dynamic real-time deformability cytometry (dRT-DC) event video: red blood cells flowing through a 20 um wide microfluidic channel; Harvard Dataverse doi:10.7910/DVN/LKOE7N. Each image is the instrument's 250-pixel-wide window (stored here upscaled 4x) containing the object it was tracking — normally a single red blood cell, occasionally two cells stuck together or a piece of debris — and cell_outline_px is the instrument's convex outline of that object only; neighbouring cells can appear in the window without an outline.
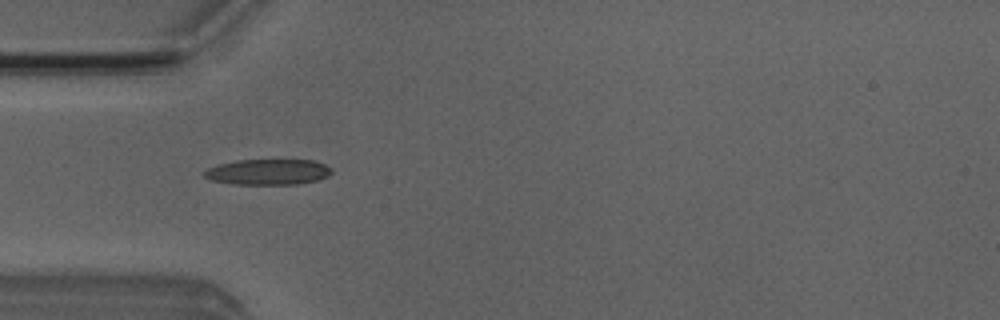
{"species": "Egyptian fruit bat (a non-hibernating species)", "species_latin": "Rousettus aegyptiacus", "temperature_condition": "room temperature", "stored_images_in_passage": 21, "camera_frame_rate_fps": 3000, "um_per_image_px": 0.085, "animal": {"sex": "male"}, "frame": {"image": 1, "passage_image": 3, "time_ms": 0.667, "image_size_px": [1000, 320], "cell_outline_px": [[332, 172], [328, 176], [320, 180], [296, 184], [232, 184], [212, 180], [204, 176], [204, 172], [208, 168], [220, 164], [236, 160], [316, 160], [332, 168]], "centroid_in_image_um": [22.83, 14.61], "position_along_channel_um": 62.2, "area_um2": 19.07}}
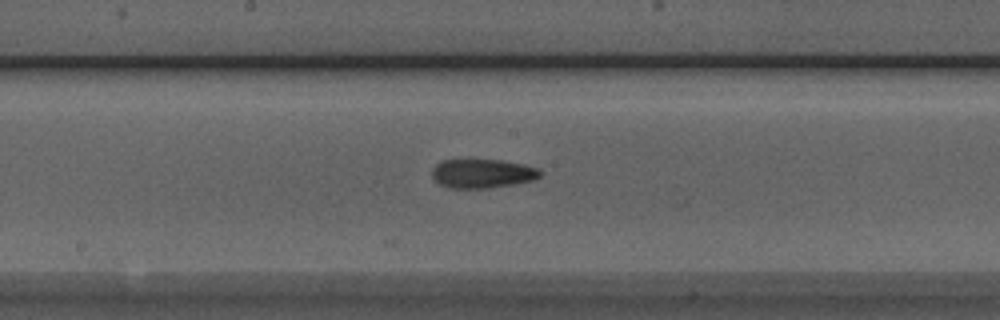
{"frame": {"image": 2, "passage_image": 14, "time_ms": 4.333, "image_size_px": [1000, 320], "cell_outline_px": [[544, 172], [540, 176], [532, 180], [512, 184], [488, 188], [448, 188], [440, 184], [432, 176], [432, 168], [436, 164], [444, 160], [500, 160], [524, 164], [536, 168]], "centroid_in_image_um": [41.0, 14.75], "position_along_channel_um": 207.2, "area_um2": 18.15}}
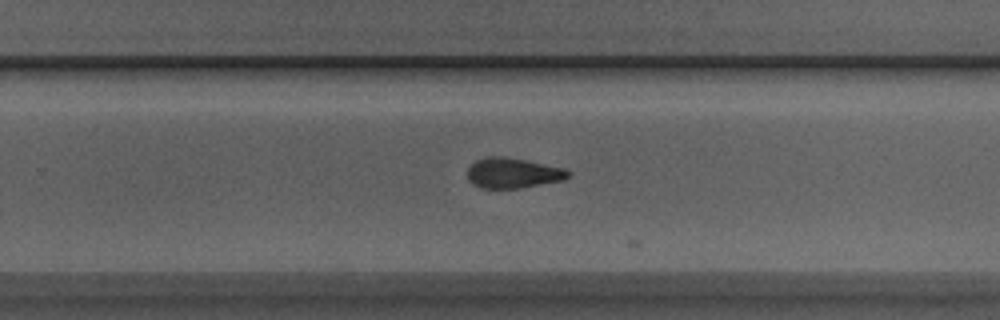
{"frame": {"image": 3, "passage_image": 20, "time_ms": 6.333, "image_size_px": [1000, 320], "cell_outline_px": [[572, 176], [564, 180], [520, 188], [480, 188], [472, 184], [468, 180], [468, 168], [476, 160], [488, 156], [500, 156], [524, 160], [564, 168], [572, 172]], "centroid_in_image_um": [43.61, 14.72], "position_along_channel_um": 286.2, "area_um2": 17.8}}